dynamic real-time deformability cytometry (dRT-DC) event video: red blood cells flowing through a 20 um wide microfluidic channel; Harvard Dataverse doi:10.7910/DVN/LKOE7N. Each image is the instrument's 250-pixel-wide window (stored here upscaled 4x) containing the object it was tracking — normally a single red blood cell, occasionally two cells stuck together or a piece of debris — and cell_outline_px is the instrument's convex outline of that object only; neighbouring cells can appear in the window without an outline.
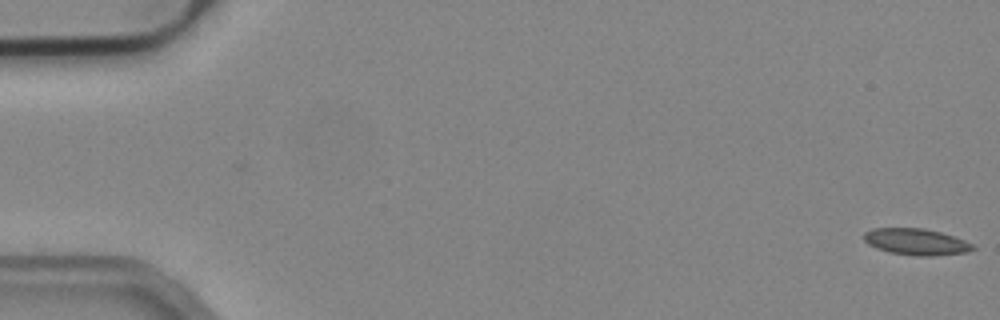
{"species": "common noctule bat (a hibernating species)", "species_latin": "Nyctalus noctula", "temperature_condition": "cold", "stored_images_in_passage": 55, "camera_frame_rate_fps": 3000, "um_per_image_px": 0.085, "animal": {"sex": "male", "body_mass_g": 19.2, "forearm_length_mm": 51.8}, "frame": {"image": 1, "passage_image": 1, "time_ms": 0.0, "image_size_px": [1000, 320], "cell_outline_px": [[976, 248], [968, 252], [932, 256], [916, 256], [888, 252], [876, 248], [868, 244], [864, 240], [864, 232], [872, 228], [924, 228], [940, 232], [964, 240], [972, 244]], "centroid_in_image_um": [77.85, 20.55], "position_along_channel_um": 7.2, "area_um2": 16.82}}
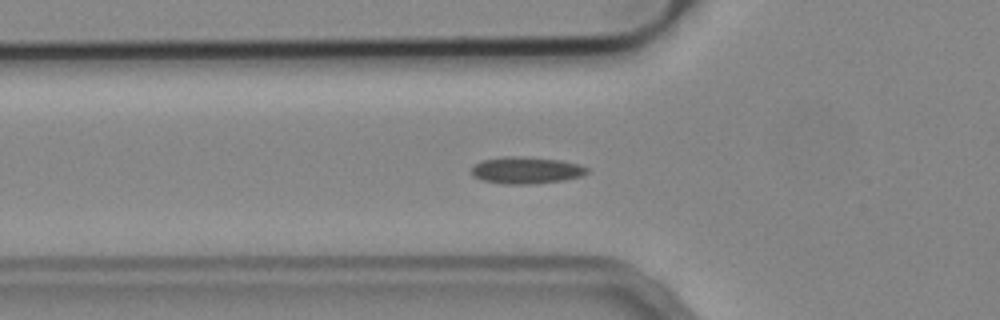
{"frame": {"image": 2, "passage_image": 19, "time_ms": 6.0, "image_size_px": [1000, 320], "cell_outline_px": [[588, 172], [580, 176], [564, 180], [532, 184], [504, 184], [484, 180], [472, 176], [472, 168], [476, 164], [484, 160], [504, 156], [520, 156], [560, 160], [580, 164], [588, 168]], "centroid_in_image_um": [44.74, 14.47], "position_along_channel_um": 81.1, "area_um2": 17.98}}
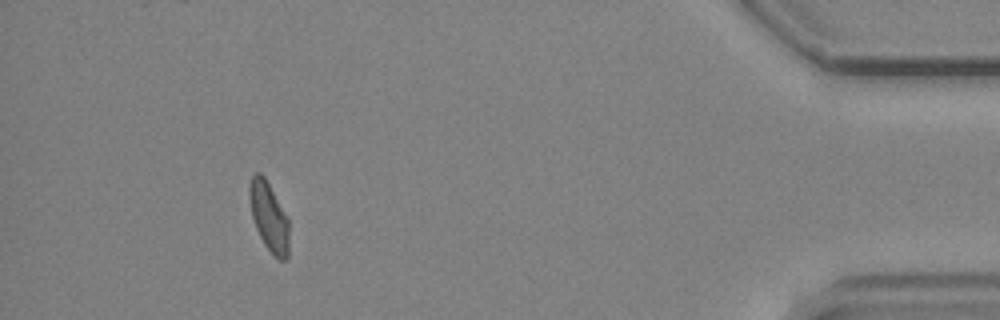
{"frame": {"image": 3, "passage_image": 50, "time_ms": 16.333, "image_size_px": [1000, 320], "cell_outline_px": [[288, 256], [284, 260], [280, 260], [264, 244], [256, 228], [252, 216], [248, 196], [248, 188], [252, 176], [256, 172], [260, 172], [264, 176], [288, 216]], "centroid_in_image_um": [22.85, 18.37], "position_along_channel_um": 412.4, "area_um2": 15.84}, "authors_computed_cell_mechanics": {"area_um2": 16.762, "velocity_mm_per_s": 3.8018, "shape_relaxation_time_tau1_ms": null, "shape_relaxation_time_tau2_ms": 4.178, "deformation_change_tau1": null, "deformation_change_tau2": 0.0861}}